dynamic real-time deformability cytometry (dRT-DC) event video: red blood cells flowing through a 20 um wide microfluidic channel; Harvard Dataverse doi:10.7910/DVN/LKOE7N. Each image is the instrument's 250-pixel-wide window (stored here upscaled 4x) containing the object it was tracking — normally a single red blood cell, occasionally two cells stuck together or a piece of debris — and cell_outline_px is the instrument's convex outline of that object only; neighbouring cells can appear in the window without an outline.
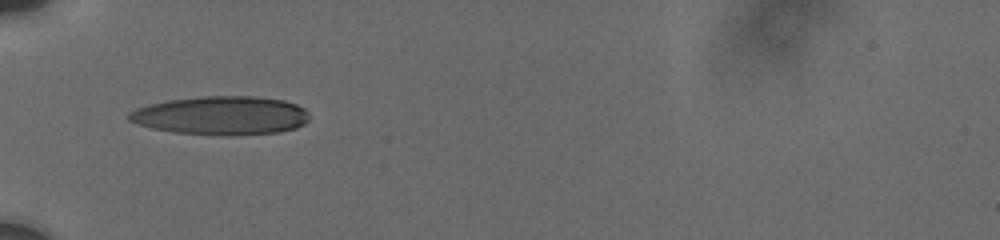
{"species": "human", "species_latin": "Homo sapiens", "temperature_condition": "cold", "stored_images_in_passage": 45, "camera_frame_rate_fps": 3000, "um_per_image_px": 0.085, "donor": {"sex": "male"}, "frame": {"image": 1, "passage_image": 1, "time_ms": 0.0, "image_size_px": [1000, 240], "cell_outline_px": [[308, 120], [304, 124], [296, 128], [280, 132], [228, 136], [224, 136], [172, 132], [152, 128], [128, 120], [128, 112], [136, 108], [168, 100], [200, 96], [260, 96], [284, 100], [296, 104], [304, 108], [308, 112]], "centroid_in_image_um": [18.83, 9.82], "position_along_channel_um": 66.2, "area_um2": 40.92}}
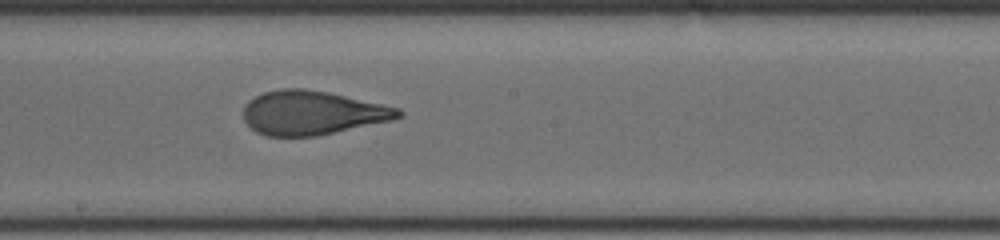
{"frame": {"image": 2, "passage_image": 25, "time_ms": 4.333, "image_size_px": [1000, 240], "cell_outline_px": [[404, 116], [392, 120], [316, 136], [268, 136], [256, 132], [244, 120], [244, 104], [248, 100], [264, 92], [280, 88], [304, 88], [328, 92], [400, 108], [404, 112]], "centroid_in_image_um": [26.54, 9.58], "position_along_channel_um": 221.7, "area_um2": 39.71}}
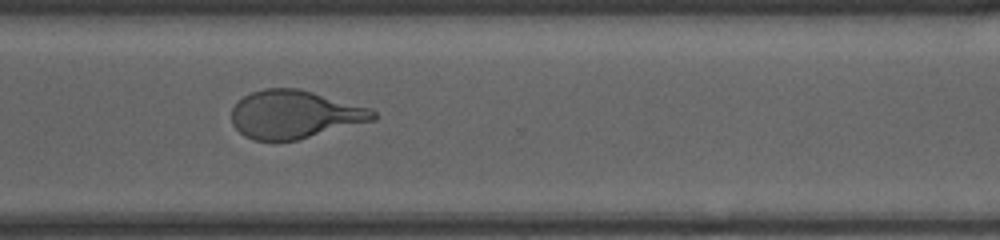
{"frame": {"image": 3, "passage_image": 44, "time_ms": 7.667, "image_size_px": [1000, 240], "cell_outline_px": [[376, 120], [296, 140], [252, 140], [244, 136], [232, 124], [232, 108], [244, 96], [252, 92], [264, 88], [296, 88], [312, 92], [372, 108], [376, 112]], "centroid_in_image_um": [25.05, 9.73], "position_along_channel_um": 345.5, "area_um2": 39.54}}